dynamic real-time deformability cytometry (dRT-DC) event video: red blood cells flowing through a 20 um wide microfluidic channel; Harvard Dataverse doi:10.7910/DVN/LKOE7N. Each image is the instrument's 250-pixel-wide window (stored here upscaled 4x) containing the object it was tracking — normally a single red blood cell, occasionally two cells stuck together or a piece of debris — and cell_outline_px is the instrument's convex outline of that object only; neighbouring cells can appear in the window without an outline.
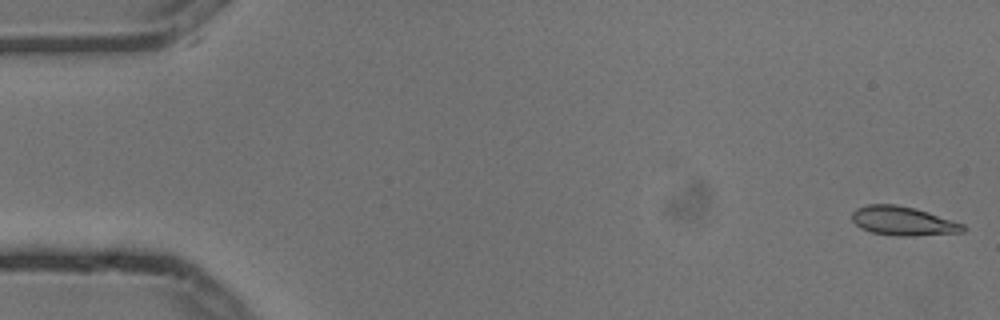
{"species": "common noctule bat (a hibernating species)", "species_latin": "Nyctalus noctula", "temperature_condition": "cold", "stored_images_in_passage": 7, "camera_frame_rate_fps": 3000, "um_per_image_px": 0.085, "animal": {"sex": "male", "body_mass_g": 13.3}, "frame": {"image": 1, "passage_image": 1, "time_ms": 0.0, "image_size_px": [1000, 320], "cell_outline_px": [[968, 228], [964, 232], [916, 236], [896, 236], [872, 232], [860, 228], [852, 220], [852, 212], [856, 208], [868, 204], [896, 204], [916, 208], [964, 224]], "centroid_in_image_um": [76.77, 18.79], "position_along_channel_um": 8.2, "area_um2": 18.96}}
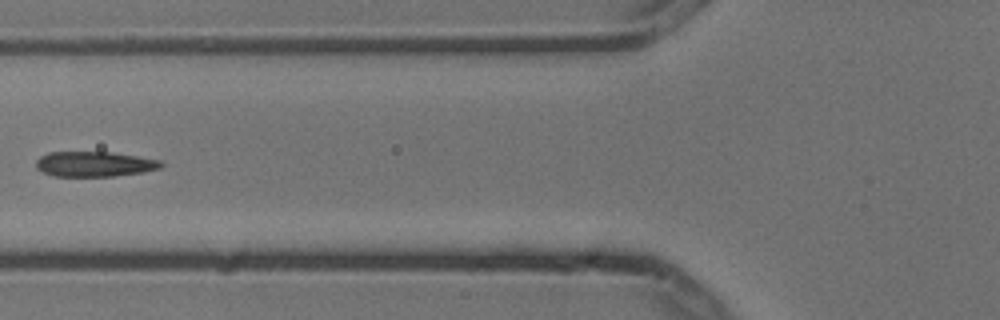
{"frame": {"image": 2, "passage_image": 6, "time_ms": 1.667, "image_size_px": [1000, 320], "cell_outline_px": [[164, 164], [160, 168], [144, 172], [112, 176], [52, 176], [36, 168], [36, 160], [40, 156], [48, 152], [112, 152], [160, 160]], "centroid_in_image_um": [8.02, 13.94], "position_along_channel_um": 117.8, "area_um2": 18.32}}
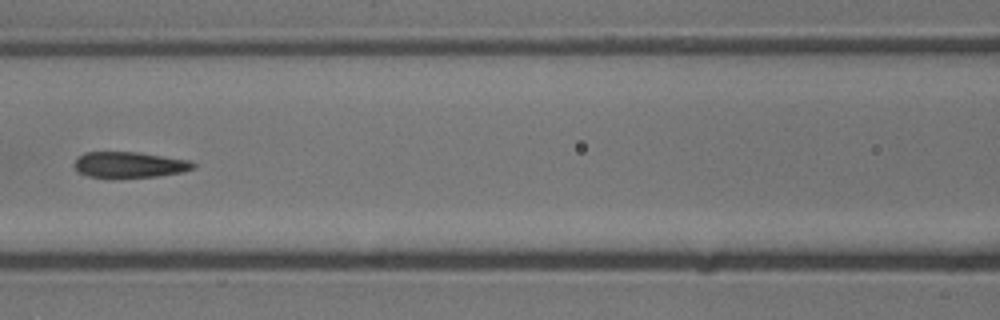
{"frame": {"image": 3, "passage_image": 7, "time_ms": 2.0, "image_size_px": [1000, 320], "cell_outline_px": [[196, 168], [180, 172], [156, 176], [120, 180], [108, 180], [88, 176], [80, 172], [76, 168], [76, 160], [84, 152], [136, 152], [192, 160], [196, 164]], "centroid_in_image_um": [11.02, 14.04], "position_along_channel_um": 155.6, "area_um2": 18.5}}